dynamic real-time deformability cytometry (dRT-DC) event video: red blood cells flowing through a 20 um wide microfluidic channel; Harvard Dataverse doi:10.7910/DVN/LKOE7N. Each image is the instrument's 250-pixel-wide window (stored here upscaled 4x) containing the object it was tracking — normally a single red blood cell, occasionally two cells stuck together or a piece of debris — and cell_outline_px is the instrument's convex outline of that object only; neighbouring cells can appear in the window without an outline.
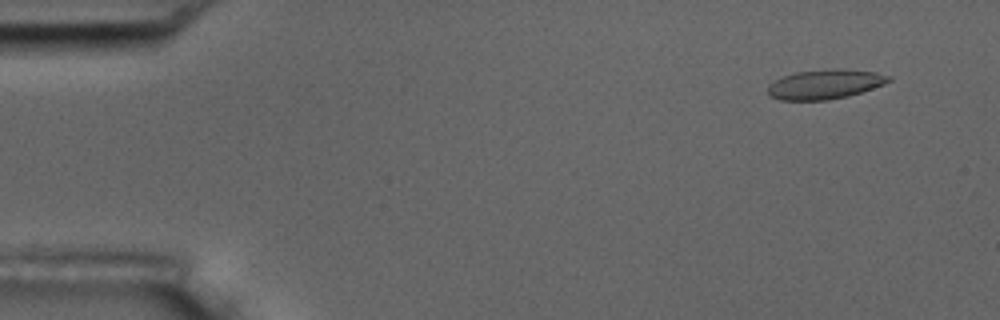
{"species": "common noctule bat (a hibernating species)", "species_latin": "Nyctalus noctula", "temperature_condition": "room temperature", "stored_images_in_passage": 6, "camera_frame_rate_fps": 3000, "um_per_image_px": 0.085, "animal": {"sex": "male", "body_mass_g": 17.5, "forearm_length_mm": 52.3}, "frame": {"image": 1, "passage_image": 2, "time_ms": 0.333, "image_size_px": [1000, 320], "cell_outline_px": [[892, 80], [884, 84], [848, 96], [828, 100], [780, 100], [768, 96], [768, 84], [784, 76], [796, 72], [828, 68], [844, 68], [876, 72], [892, 76]], "centroid_in_image_um": [70.13, 7.15], "position_along_channel_um": 14.9, "area_um2": 21.04}}
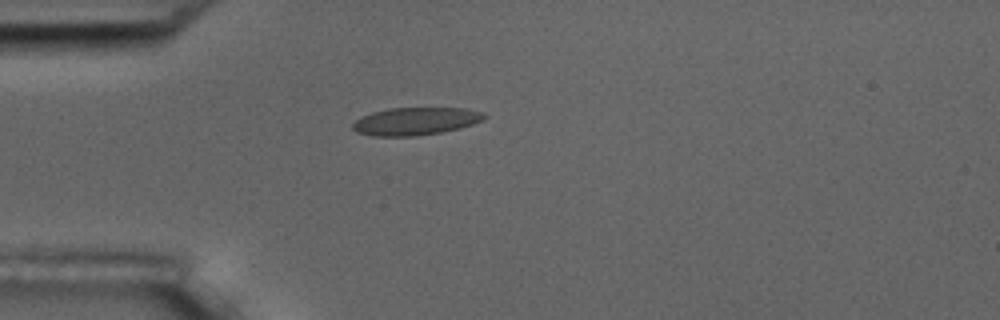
{"frame": {"image": 2, "passage_image": 5, "time_ms": 1.333, "image_size_px": [1000, 320], "cell_outline_px": [[488, 116], [484, 120], [460, 128], [440, 132], [416, 136], [372, 136], [356, 132], [352, 128], [352, 124], [360, 116], [372, 112], [388, 108], [468, 108], [484, 112]], "centroid_in_image_um": [35.33, 10.3], "position_along_channel_um": 49.7, "area_um2": 21.44}}